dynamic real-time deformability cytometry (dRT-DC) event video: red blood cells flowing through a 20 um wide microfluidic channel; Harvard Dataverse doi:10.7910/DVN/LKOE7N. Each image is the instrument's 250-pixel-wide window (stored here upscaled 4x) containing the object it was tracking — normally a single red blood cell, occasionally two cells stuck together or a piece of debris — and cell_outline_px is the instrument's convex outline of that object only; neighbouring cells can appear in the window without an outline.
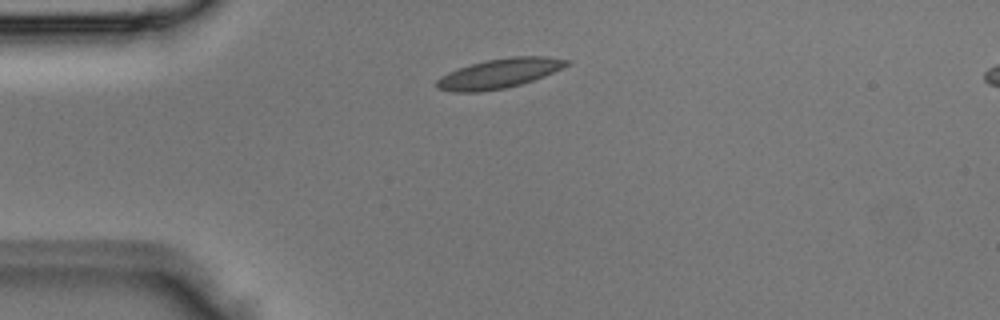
{"species": "Egyptian fruit bat (a non-hibernating species)", "species_latin": "Rousettus aegyptiacus", "temperature_condition": "room temperature", "stored_images_in_passage": 2, "segment_of_instrument_passage": [1, 2], "camera_frame_rate_fps": 3000, "um_per_image_px": 0.085, "animal": {"sex": "male"}, "frame": {"image": 1, "passage_image": 1, "time_ms": 0.0, "image_size_px": [1000, 320], "cell_outline_px": [[572, 60], [568, 64], [544, 76], [520, 84], [504, 88], [480, 92], [452, 92], [436, 88], [436, 80], [440, 76], [448, 72], [472, 64], [488, 60], [512, 56], [548, 56]], "centroid_in_image_um": [42.41, 6.24], "position_along_channel_um": 42.6, "area_um2": 22.2}}